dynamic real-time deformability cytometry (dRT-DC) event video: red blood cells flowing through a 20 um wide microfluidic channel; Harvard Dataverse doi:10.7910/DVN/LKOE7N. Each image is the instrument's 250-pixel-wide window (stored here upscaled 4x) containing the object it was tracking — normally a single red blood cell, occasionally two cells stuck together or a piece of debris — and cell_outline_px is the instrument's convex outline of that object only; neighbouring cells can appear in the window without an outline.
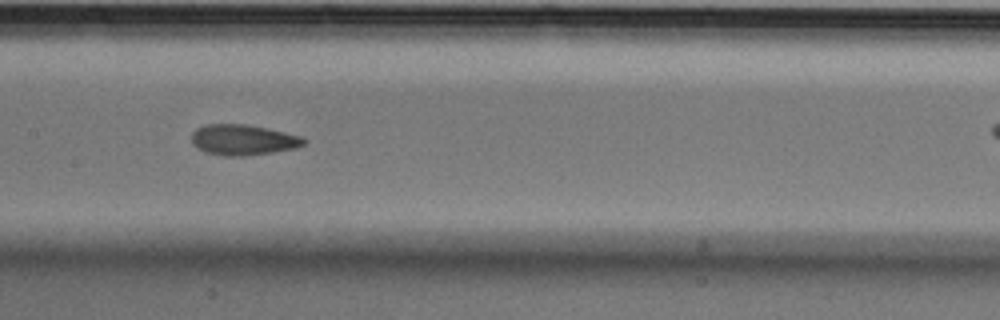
{"species": "Egyptian fruit bat (a non-hibernating species)", "species_latin": "Rousettus aegyptiacus", "temperature_condition": "cold", "stored_images_in_passage": 11, "camera_frame_rate_fps": 3000, "um_per_image_px": 0.085, "animal": {"sex": "male"}, "frame": {"image": 1, "passage_image": 7, "time_ms": 2.0, "image_size_px": [1000, 320], "cell_outline_px": [[308, 140], [304, 144], [296, 148], [272, 152], [244, 156], [224, 156], [204, 152], [196, 148], [192, 144], [192, 132], [196, 128], [204, 124], [248, 124], [268, 128], [304, 136]], "centroid_in_image_um": [20.67, 11.88], "position_along_channel_um": 186.7, "area_um2": 20.4}}
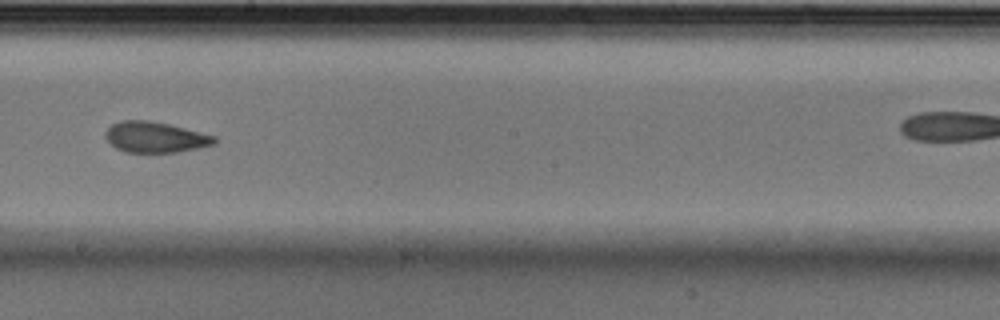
{"frame": {"image": 2, "passage_image": 8, "time_ms": 2.333, "image_size_px": [1000, 320], "cell_outline_px": [[216, 144], [176, 152], [124, 152], [116, 148], [104, 136], [104, 132], [112, 124], [120, 120], [148, 120], [168, 124], [216, 136]], "centroid_in_image_um": [13.17, 11.65], "position_along_channel_um": 235.0, "area_um2": 19.42}}